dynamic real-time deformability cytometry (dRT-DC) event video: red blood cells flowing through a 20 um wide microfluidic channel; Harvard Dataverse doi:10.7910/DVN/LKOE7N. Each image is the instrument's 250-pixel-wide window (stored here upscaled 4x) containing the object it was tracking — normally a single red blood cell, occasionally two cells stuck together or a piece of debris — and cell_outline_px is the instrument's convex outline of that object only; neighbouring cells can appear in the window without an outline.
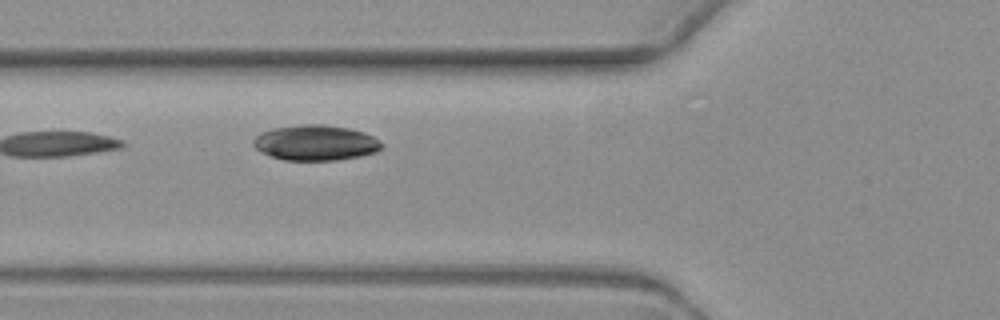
{"species": "common noctule bat (a hibernating species)", "species_latin": "Nyctalus noctula", "temperature_condition": "warm", "stored_images_in_passage": 6, "camera_frame_rate_fps": 3000, "um_per_image_px": 0.085, "animal": {"sex": "female", "body_mass_g": 19.3, "forearm_length_mm": 54.1}, "frame": {"image": 1, "passage_image": 6, "time_ms": 7.333, "image_size_px": [1000, 320], "cell_outline_px": [[384, 148], [376, 152], [360, 156], [336, 160], [284, 160], [260, 152], [252, 144], [252, 140], [260, 132], [272, 128], [304, 124], [324, 124], [348, 128], [364, 132], [380, 140], [384, 144]], "centroid_in_image_um": [26.83, 12.13], "position_along_channel_um": 99.0, "area_um2": 26.7}}